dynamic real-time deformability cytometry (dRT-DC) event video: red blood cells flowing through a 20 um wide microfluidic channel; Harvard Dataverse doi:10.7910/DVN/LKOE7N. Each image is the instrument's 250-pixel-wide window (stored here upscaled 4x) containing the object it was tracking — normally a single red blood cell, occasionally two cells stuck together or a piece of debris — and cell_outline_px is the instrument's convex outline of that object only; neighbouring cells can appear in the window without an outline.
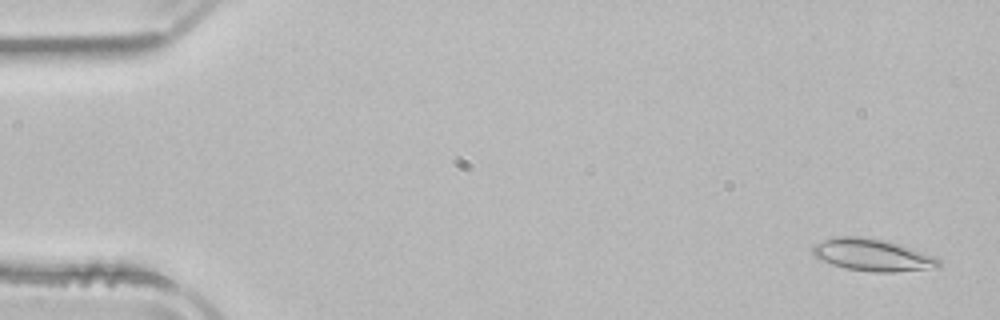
{"species": "common noctule bat (a hibernating species)", "species_latin": "Nyctalus noctula", "temperature_condition": "room temperature", "stored_images_in_passage": 52, "camera_frame_rate_fps": 3000, "um_per_image_px": 0.085, "animal": {"sex": "male", "body_mass_g": 21.5, "forearm_length_mm": 52.0}, "frame": {"image": 1, "passage_image": 2, "time_ms": 0.333, "image_size_px": [1000, 320], "cell_outline_px": [[940, 268], [892, 272], [872, 272], [844, 268], [820, 260], [812, 252], [812, 248], [816, 244], [824, 240], [836, 236], [860, 236], [888, 240], [936, 256], [940, 260]], "centroid_in_image_um": [74.21, 21.67], "position_along_channel_um": 10.8, "area_um2": 23.87}}
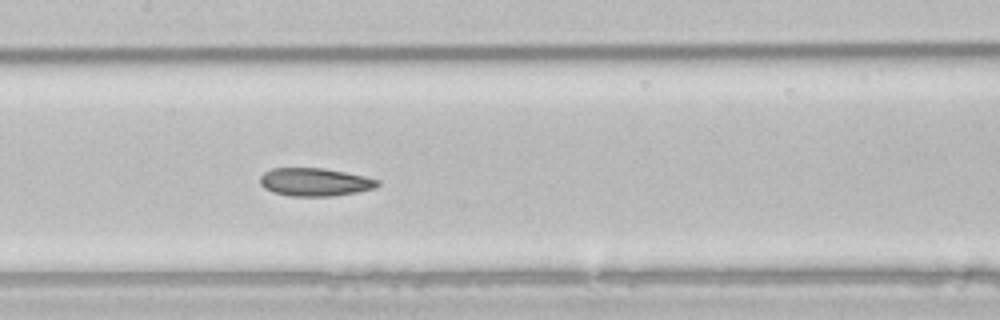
{"frame": {"image": 2, "passage_image": 25, "time_ms": 8.0, "image_size_px": [1000, 320], "cell_outline_px": [[380, 184], [376, 188], [356, 192], [332, 196], [288, 196], [272, 192], [264, 188], [260, 184], [260, 176], [264, 172], [272, 168], [324, 168], [364, 176], [380, 180]], "centroid_in_image_um": [26.75, 15.47], "position_along_channel_um": 180.7, "area_um2": 19.31}}
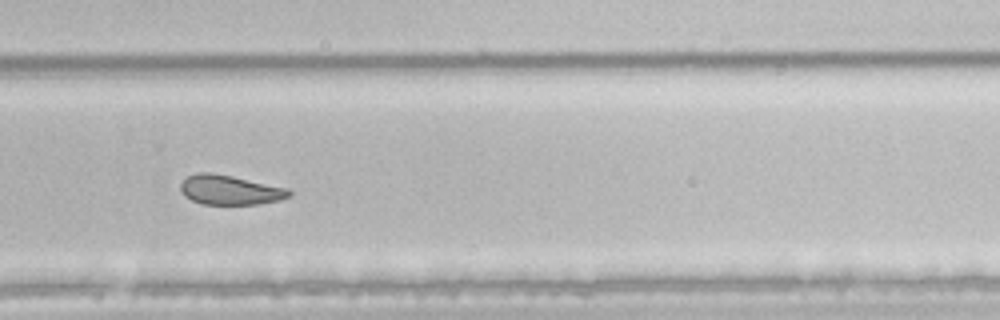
{"frame": {"image": 3, "passage_image": 35, "time_ms": 11.333, "image_size_px": [1000, 320], "cell_outline_px": [[292, 192], [288, 196], [280, 200], [260, 204], [204, 204], [192, 200], [184, 196], [180, 188], [180, 184], [188, 176], [200, 172], [212, 172], [232, 176], [288, 188]], "centroid_in_image_um": [19.54, 16.14], "position_along_channel_um": 310.3, "area_um2": 18.61}, "authors_computed_cell_mechanics": {"area_um2": 21.5305, "velocity_mm_per_s": 3.9049, "shape_relaxation_time_tau1_ms": 9.5594, "shape_relaxation_time_tau2_ms": 3.0681, "deformation_change_tau1": 0.175, "deformation_change_tau2": 0.0861}}